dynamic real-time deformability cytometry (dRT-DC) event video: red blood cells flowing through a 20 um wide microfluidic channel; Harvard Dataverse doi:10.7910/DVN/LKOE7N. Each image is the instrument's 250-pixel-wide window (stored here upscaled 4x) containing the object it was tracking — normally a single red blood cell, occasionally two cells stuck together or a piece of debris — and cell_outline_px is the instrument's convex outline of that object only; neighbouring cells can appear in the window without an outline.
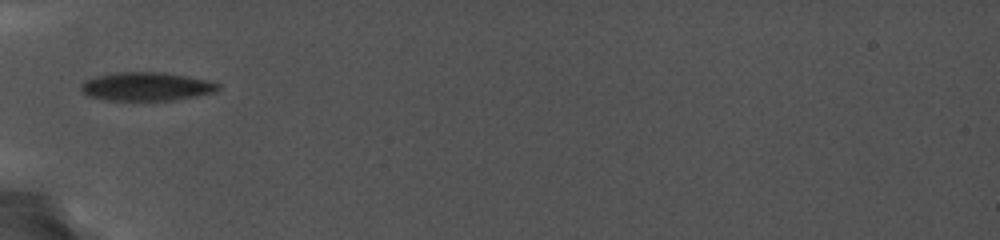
{"species": "common noctule bat (a hibernating species)", "species_latin": "Nyctalus noctula", "temperature_condition": "cold", "stored_images_in_passage": 11, "camera_frame_rate_fps": 5000, "um_per_image_px": 0.085, "animal": {"sex": "female", "body_mass_g": 19.0, "forearm_length_mm": 56.7}, "frame": {"image": 1, "passage_image": 1, "time_ms": 0.0, "image_size_px": [1000, 240], "cell_outline_px": [[220, 88], [212, 92], [168, 100], [108, 100], [92, 96], [84, 92], [80, 88], [84, 80], [96, 76], [116, 72], [160, 72], [188, 76], [208, 80], [220, 84]], "centroid_in_image_um": [12.42, 7.33], "position_along_channel_um": 72.6, "area_um2": 22.31}}